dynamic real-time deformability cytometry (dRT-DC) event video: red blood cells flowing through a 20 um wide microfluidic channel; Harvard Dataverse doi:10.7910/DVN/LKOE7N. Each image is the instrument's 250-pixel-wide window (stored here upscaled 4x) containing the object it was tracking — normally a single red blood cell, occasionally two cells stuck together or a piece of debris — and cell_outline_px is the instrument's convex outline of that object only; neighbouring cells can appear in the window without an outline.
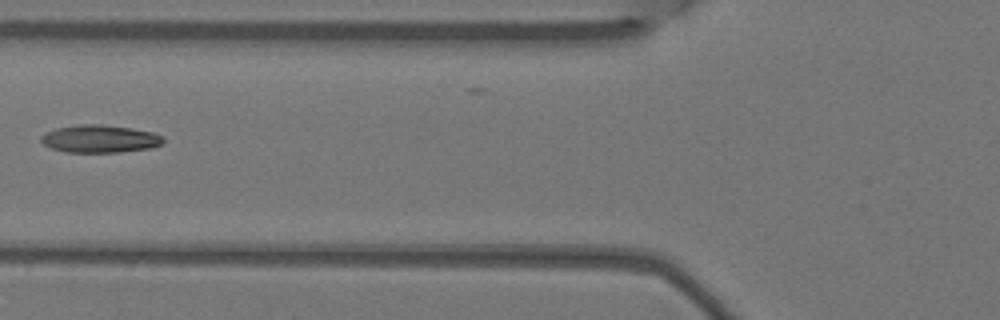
{"species": "Egyptian fruit bat (a non-hibernating species)", "species_latin": "Rousettus aegyptiacus", "temperature_condition": "warm", "stored_images_in_passage": 8, "camera_frame_rate_fps": 3000, "um_per_image_px": 0.085, "animal": {"sex": "female"}, "frame": {"image": 1, "passage_image": 7, "time_ms": 2.0, "image_size_px": [1000, 320], "cell_outline_px": [[164, 144], [152, 148], [120, 152], [64, 152], [52, 148], [44, 144], [40, 140], [40, 136], [56, 128], [76, 124], [100, 124], [132, 128], [156, 132], [164, 136]], "centroid_in_image_um": [8.55, 11.79], "position_along_channel_um": 117.3, "area_um2": 20.0}}
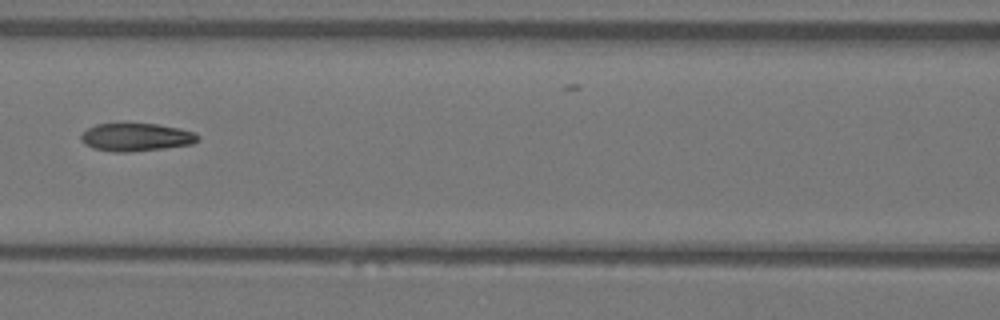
{"frame": {"image": 2, "passage_image": 8, "time_ms": 2.333, "image_size_px": [1000, 320], "cell_outline_px": [[200, 136], [192, 144], [164, 148], [128, 152], [112, 152], [92, 148], [84, 144], [80, 140], [80, 136], [88, 128], [96, 124], [124, 120], [156, 124], [180, 128], [196, 132]], "centroid_in_image_um": [11.52, 11.61], "position_along_channel_um": 155.1, "area_um2": 19.88}}